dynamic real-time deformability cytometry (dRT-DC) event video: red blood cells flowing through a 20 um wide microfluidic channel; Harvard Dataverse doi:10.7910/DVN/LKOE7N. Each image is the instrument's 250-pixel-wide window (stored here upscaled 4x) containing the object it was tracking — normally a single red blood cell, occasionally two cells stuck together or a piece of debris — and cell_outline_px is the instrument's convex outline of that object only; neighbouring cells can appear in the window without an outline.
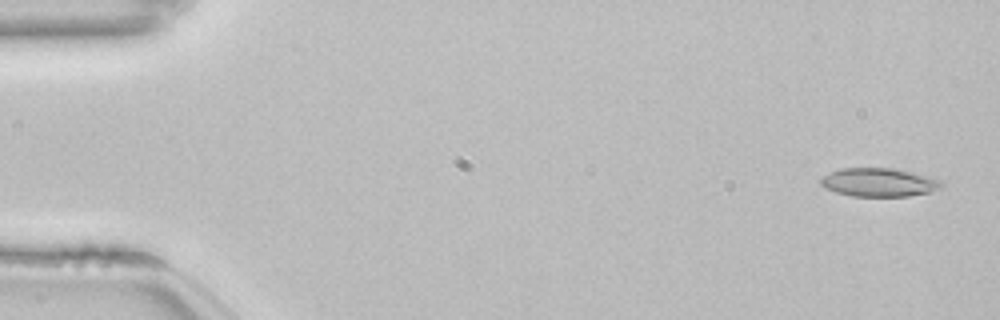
{"species": "common noctule bat (a hibernating species)", "species_latin": "Nyctalus noctula", "temperature_condition": "room temperature", "stored_images_in_passage": 53, "camera_frame_rate_fps": 3000, "um_per_image_px": 0.085, "animal": {"sex": "female", "body_mass_g": 22.7, "forearm_length_mm": 54.2}, "frame": {"image": 1, "passage_image": 2, "time_ms": 0.333, "image_size_px": [1000, 320], "cell_outline_px": [[944, 184], [940, 188], [928, 192], [908, 196], [852, 196], [836, 192], [824, 188], [820, 184], [820, 180], [824, 176], [840, 168], [896, 168], [912, 172], [940, 180]], "centroid_in_image_um": [74.69, 15.5], "position_along_channel_um": 10.3, "area_um2": 19.94}}
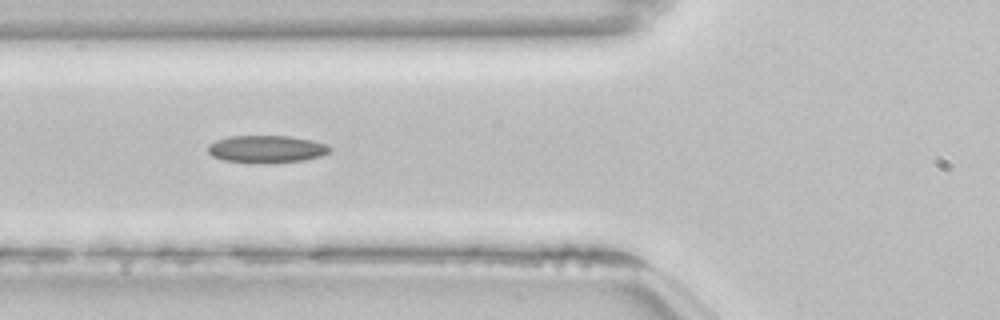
{"frame": {"image": 2, "passage_image": 20, "time_ms": 6.333, "image_size_px": [1000, 320], "cell_outline_px": [[332, 148], [328, 152], [320, 156], [304, 160], [264, 164], [224, 160], [212, 156], [208, 152], [208, 144], [216, 140], [232, 136], [292, 136], [312, 140], [328, 144]], "centroid_in_image_um": [22.67, 12.67], "position_along_channel_um": 103.1, "area_um2": 19.59}}
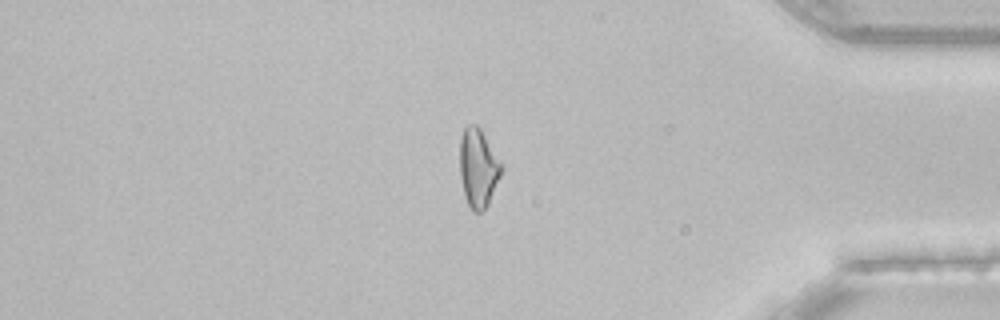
{"frame": {"image": 3, "passage_image": 45, "time_ms": 14.667, "image_size_px": [1000, 320], "cell_outline_px": [[504, 168], [488, 204], [484, 212], [472, 212], [464, 196], [460, 176], [460, 136], [464, 128], [468, 124], [476, 124], [480, 128], [504, 164]], "centroid_in_image_um": [40.66, 14.27], "position_along_channel_um": 394.5, "area_um2": 19.48}, "authors_computed_cell_mechanics": {"area_um2": 19.5364, "velocity_mm_per_s": 3.8449, "shape_relaxation_time_tau1_ms": null, "shape_relaxation_time_tau2_ms": 5.2218, "deformation_change_tau1": null, "deformation_change_tau2": 0.1431}}